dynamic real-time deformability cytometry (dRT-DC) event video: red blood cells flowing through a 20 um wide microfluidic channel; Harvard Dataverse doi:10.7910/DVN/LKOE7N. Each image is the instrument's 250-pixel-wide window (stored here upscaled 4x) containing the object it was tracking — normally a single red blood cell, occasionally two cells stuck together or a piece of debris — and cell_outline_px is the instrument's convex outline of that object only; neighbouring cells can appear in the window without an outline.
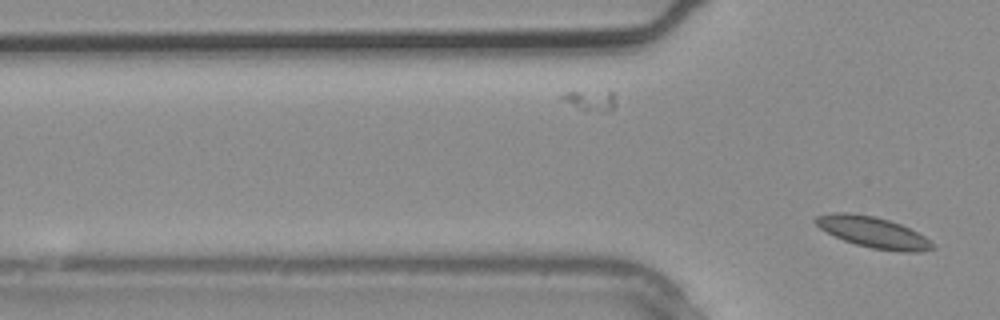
{"species": "common noctule bat (a hibernating species)", "species_latin": "Nyctalus noctula", "temperature_condition": "warm", "stored_images_in_passage": 4, "segment_of_instrument_passage": [2, 2], "camera_frame_rate_fps": 3000, "um_per_image_px": 0.085, "animal": {"sex": "male", "body_mass_g": 20.4}, "frame": {"image": 1, "passage_image": 4, "time_ms": 1.0, "image_size_px": [1000, 320], "cell_outline_px": [[936, 248], [916, 252], [900, 252], [872, 248], [856, 244], [844, 240], [820, 228], [812, 220], [816, 216], [832, 212], [848, 212], [872, 216], [888, 220], [900, 224], [924, 236], [936, 244]], "centroid_in_image_um": [74.22, 19.74], "position_along_channel_um": 51.6, "area_um2": 20.98}}